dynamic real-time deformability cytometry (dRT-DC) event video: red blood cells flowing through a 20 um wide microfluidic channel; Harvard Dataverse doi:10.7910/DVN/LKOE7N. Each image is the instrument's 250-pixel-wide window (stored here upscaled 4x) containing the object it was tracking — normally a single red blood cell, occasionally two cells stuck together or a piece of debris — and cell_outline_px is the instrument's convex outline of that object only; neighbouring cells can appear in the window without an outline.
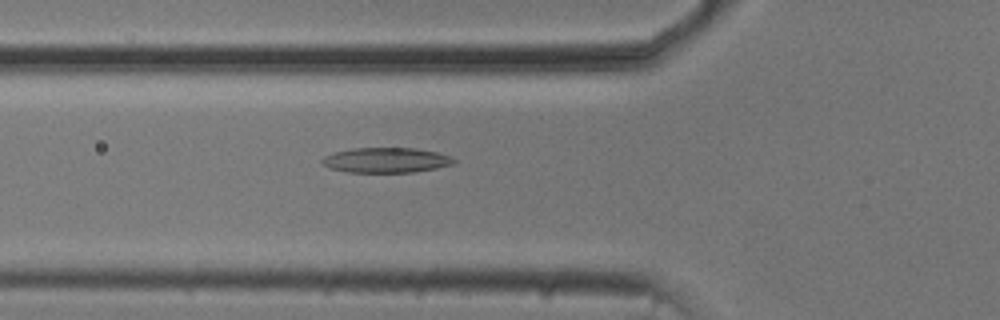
{"species": "common noctule bat (a hibernating species)", "species_latin": "Nyctalus noctula", "temperature_condition": "cold", "stored_images_in_passage": 33, "camera_frame_rate_fps": 3000, "um_per_image_px": 0.085, "animal": {"sex": "male", "body_mass_g": 20.5, "forearm_length_mm": 52.5}, "frame": {"image": 1, "passage_image": 5, "time_ms": 1.333, "image_size_px": [1000, 320], "cell_outline_px": [[456, 164], [436, 168], [412, 172], [348, 172], [328, 168], [320, 160], [324, 156], [332, 152], [352, 148], [416, 148], [436, 152], [452, 156], [456, 160]], "centroid_in_image_um": [32.82, 13.61], "position_along_channel_um": 93.0, "area_um2": 19.42}}
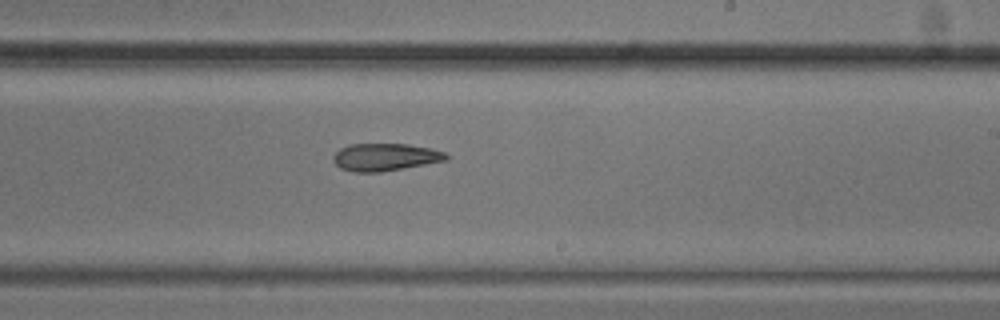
{"frame": {"image": 2, "passage_image": 18, "time_ms": 5.667, "image_size_px": [1000, 320], "cell_outline_px": [[448, 160], [380, 172], [352, 172], [340, 168], [332, 160], [332, 156], [340, 148], [348, 144], [408, 144], [432, 148], [444, 152], [448, 156]], "centroid_in_image_um": [32.71, 13.35], "position_along_channel_um": 256.3, "area_um2": 18.15}}
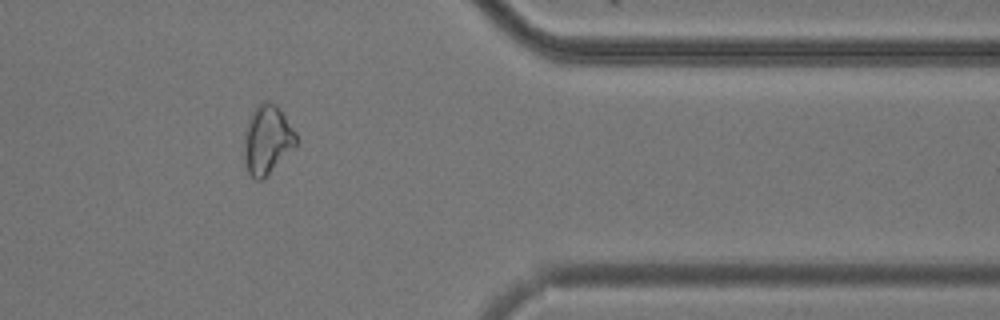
{"frame": {"image": 3, "passage_image": 30, "time_ms": 9.667, "image_size_px": [1000, 320], "cell_outline_px": [[296, 144], [260, 180], [256, 180], [248, 172], [244, 156], [244, 132], [252, 112], [264, 100], [268, 100], [276, 104], [296, 132]], "centroid_in_image_um": [22.69, 11.82], "position_along_channel_um": 388.7, "area_um2": 20.17}}